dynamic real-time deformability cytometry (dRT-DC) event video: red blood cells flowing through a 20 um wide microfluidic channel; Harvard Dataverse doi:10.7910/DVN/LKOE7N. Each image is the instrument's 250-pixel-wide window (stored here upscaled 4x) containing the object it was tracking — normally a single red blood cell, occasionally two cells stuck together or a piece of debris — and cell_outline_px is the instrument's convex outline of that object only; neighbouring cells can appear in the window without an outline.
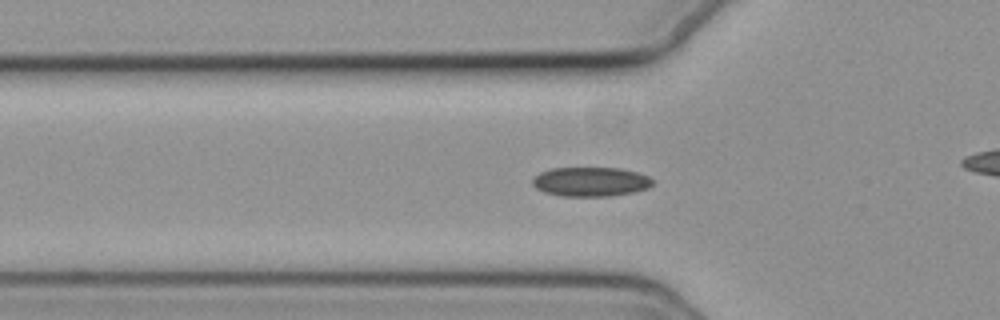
{"species": "common noctule bat (a hibernating species)", "species_latin": "Nyctalus noctula", "temperature_condition": "cold", "stored_images_in_passage": 43, "camera_frame_rate_fps": 3000, "um_per_image_px": 0.085, "animal": {"sex": "female", "body_mass_g": 19.3, "forearm_length_mm": 54.1}, "frame": {"image": 1, "passage_image": 5, "time_ms": 1.333, "image_size_px": [1000, 320], "cell_outline_px": [[652, 184], [648, 188], [636, 192], [612, 196], [560, 196], [544, 192], [536, 188], [532, 184], [532, 180], [540, 172], [552, 168], [620, 168], [636, 172], [648, 176], [652, 180]], "centroid_in_image_um": [50.2, 15.45], "position_along_channel_um": 75.6, "area_um2": 20.58}}
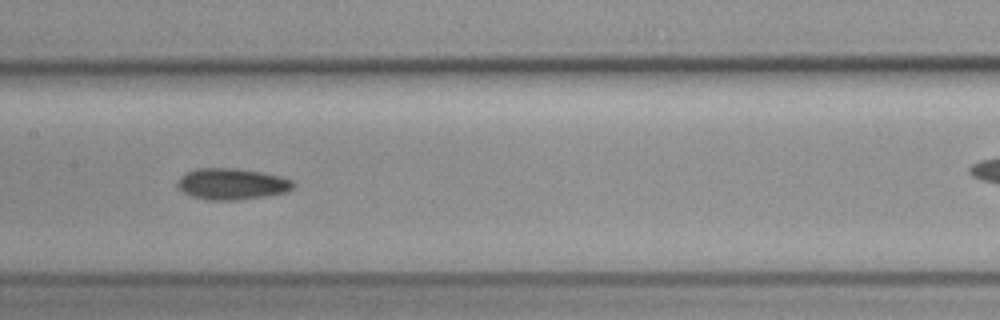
{"frame": {"image": 2, "passage_image": 14, "time_ms": 4.333, "image_size_px": [1000, 320], "cell_outline_px": [[296, 184], [292, 188], [284, 192], [264, 196], [236, 200], [204, 200], [180, 192], [176, 184], [180, 176], [184, 172], [196, 168], [236, 168], [260, 172], [280, 176], [292, 180]], "centroid_in_image_um": [19.63, 15.63], "position_along_channel_um": 187.8, "area_um2": 21.27}}
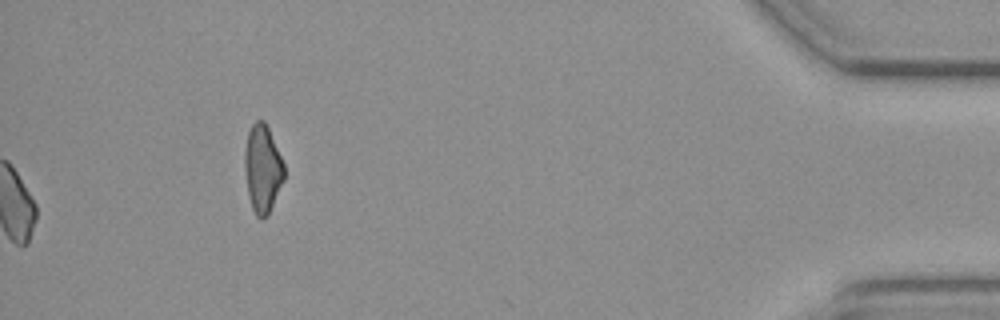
{"frame": {"image": 3, "passage_image": 43, "time_ms": 14.0, "image_size_px": [1000, 320], "cell_outline_px": [[284, 180], [268, 216], [260, 220], [256, 216], [252, 208], [248, 192], [244, 168], [244, 152], [248, 132], [252, 124], [256, 120], [264, 120], [268, 128], [284, 164]], "centroid_in_image_um": [22.31, 14.36], "position_along_channel_um": 412.9, "area_um2": 20.17}, "authors_computed_cell_mechanics": {"area_um2": 20.1144, "velocity_mm_per_s": 3.7201, "shape_relaxation_time_tau1_ms": 5.9761, "shape_relaxation_time_tau2_ms": null, "deformation_change_tau1": 0.0701, "deformation_change_tau2": null}}